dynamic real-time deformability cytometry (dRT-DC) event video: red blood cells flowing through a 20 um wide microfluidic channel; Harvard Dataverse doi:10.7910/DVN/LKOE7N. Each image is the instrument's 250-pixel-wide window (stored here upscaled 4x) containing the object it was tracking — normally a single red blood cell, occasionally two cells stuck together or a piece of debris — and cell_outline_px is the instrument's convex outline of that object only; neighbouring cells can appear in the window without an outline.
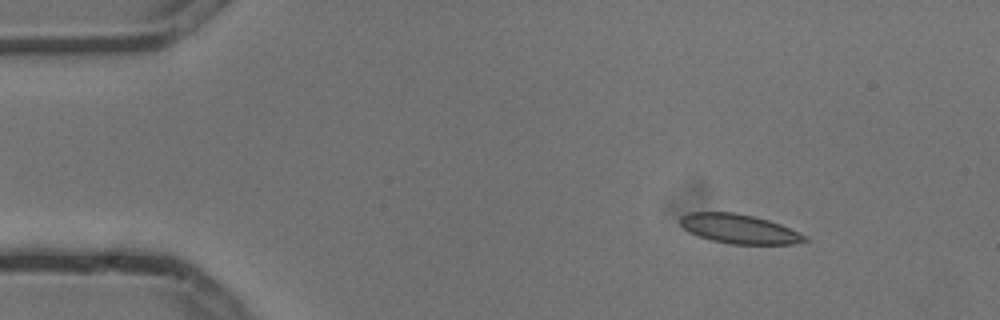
{"species": "common noctule bat (a hibernating species)", "species_latin": "Nyctalus noctula", "temperature_condition": "cold", "stored_images_in_passage": 4, "camera_frame_rate_fps": 3000, "um_per_image_px": 0.085, "animal": {"sex": "male", "body_mass_g": 13.3}, "frame": {"image": 1, "passage_image": 2, "time_ms": 0.333, "image_size_px": [1000, 320], "cell_outline_px": [[812, 240], [792, 244], [732, 244], [712, 240], [688, 232], [680, 224], [680, 216], [688, 212], [732, 212], [752, 216], [768, 220], [780, 224], [808, 236]], "centroid_in_image_um": [62.85, 19.46], "position_along_channel_um": 22.2, "area_um2": 21.27}}